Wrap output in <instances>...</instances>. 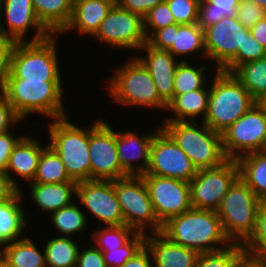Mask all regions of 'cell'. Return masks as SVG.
Masks as SVG:
<instances>
[{
  "label": "cell",
  "instance_id": "7402d4cb",
  "mask_svg": "<svg viewBox=\"0 0 266 267\" xmlns=\"http://www.w3.org/2000/svg\"><path fill=\"white\" fill-rule=\"evenodd\" d=\"M154 234V236H153ZM146 233L145 245L150 250L154 267H192L199 253L170 241L161 232Z\"/></svg>",
  "mask_w": 266,
  "mask_h": 267
},
{
  "label": "cell",
  "instance_id": "f907efd6",
  "mask_svg": "<svg viewBox=\"0 0 266 267\" xmlns=\"http://www.w3.org/2000/svg\"><path fill=\"white\" fill-rule=\"evenodd\" d=\"M150 256V257H149ZM150 250L144 245L132 258L126 261L121 267H154Z\"/></svg>",
  "mask_w": 266,
  "mask_h": 267
},
{
  "label": "cell",
  "instance_id": "d6986e66",
  "mask_svg": "<svg viewBox=\"0 0 266 267\" xmlns=\"http://www.w3.org/2000/svg\"><path fill=\"white\" fill-rule=\"evenodd\" d=\"M2 12L6 16L7 29L1 21ZM30 27L36 30V34L31 40H26L24 36ZM0 31L14 42L40 41L51 35L37 18L32 0H1Z\"/></svg>",
  "mask_w": 266,
  "mask_h": 267
},
{
  "label": "cell",
  "instance_id": "9a60e30c",
  "mask_svg": "<svg viewBox=\"0 0 266 267\" xmlns=\"http://www.w3.org/2000/svg\"><path fill=\"white\" fill-rule=\"evenodd\" d=\"M93 38L113 48H130L131 51L132 49L139 51L147 42L143 17L115 4L101 22Z\"/></svg>",
  "mask_w": 266,
  "mask_h": 267
},
{
  "label": "cell",
  "instance_id": "836d02e7",
  "mask_svg": "<svg viewBox=\"0 0 266 267\" xmlns=\"http://www.w3.org/2000/svg\"><path fill=\"white\" fill-rule=\"evenodd\" d=\"M241 0H200L197 24L205 30L225 17H237Z\"/></svg>",
  "mask_w": 266,
  "mask_h": 267
},
{
  "label": "cell",
  "instance_id": "603a6c76",
  "mask_svg": "<svg viewBox=\"0 0 266 267\" xmlns=\"http://www.w3.org/2000/svg\"><path fill=\"white\" fill-rule=\"evenodd\" d=\"M115 4L116 0H74L70 22L61 34L76 29L93 37Z\"/></svg>",
  "mask_w": 266,
  "mask_h": 267
},
{
  "label": "cell",
  "instance_id": "52a82bcc",
  "mask_svg": "<svg viewBox=\"0 0 266 267\" xmlns=\"http://www.w3.org/2000/svg\"><path fill=\"white\" fill-rule=\"evenodd\" d=\"M48 144L57 152L69 178L75 182L91 180L89 128H79L67 117L52 119Z\"/></svg>",
  "mask_w": 266,
  "mask_h": 267
},
{
  "label": "cell",
  "instance_id": "f35d334b",
  "mask_svg": "<svg viewBox=\"0 0 266 267\" xmlns=\"http://www.w3.org/2000/svg\"><path fill=\"white\" fill-rule=\"evenodd\" d=\"M146 233L137 232L125 245L117 249H105L104 260L107 267H121L144 245Z\"/></svg>",
  "mask_w": 266,
  "mask_h": 267
},
{
  "label": "cell",
  "instance_id": "ffe728a7",
  "mask_svg": "<svg viewBox=\"0 0 266 267\" xmlns=\"http://www.w3.org/2000/svg\"><path fill=\"white\" fill-rule=\"evenodd\" d=\"M144 50L146 56L136 58L144 65L153 78L159 97L168 104L174 98V76L180 63L168 50L153 48L147 42L139 49Z\"/></svg>",
  "mask_w": 266,
  "mask_h": 267
},
{
  "label": "cell",
  "instance_id": "7dc6e473",
  "mask_svg": "<svg viewBox=\"0 0 266 267\" xmlns=\"http://www.w3.org/2000/svg\"><path fill=\"white\" fill-rule=\"evenodd\" d=\"M165 0H116V4L125 10L144 17L153 7Z\"/></svg>",
  "mask_w": 266,
  "mask_h": 267
},
{
  "label": "cell",
  "instance_id": "c3c4849f",
  "mask_svg": "<svg viewBox=\"0 0 266 267\" xmlns=\"http://www.w3.org/2000/svg\"><path fill=\"white\" fill-rule=\"evenodd\" d=\"M15 42L0 31V84L9 72L10 55Z\"/></svg>",
  "mask_w": 266,
  "mask_h": 267
},
{
  "label": "cell",
  "instance_id": "5bb4252c",
  "mask_svg": "<svg viewBox=\"0 0 266 267\" xmlns=\"http://www.w3.org/2000/svg\"><path fill=\"white\" fill-rule=\"evenodd\" d=\"M140 176L144 179L154 212L162 225L192 208L189 182L151 174Z\"/></svg>",
  "mask_w": 266,
  "mask_h": 267
},
{
  "label": "cell",
  "instance_id": "e0dca14e",
  "mask_svg": "<svg viewBox=\"0 0 266 267\" xmlns=\"http://www.w3.org/2000/svg\"><path fill=\"white\" fill-rule=\"evenodd\" d=\"M76 197L105 226L124 225L114 180L91 179L77 183Z\"/></svg>",
  "mask_w": 266,
  "mask_h": 267
},
{
  "label": "cell",
  "instance_id": "4fadbf2b",
  "mask_svg": "<svg viewBox=\"0 0 266 267\" xmlns=\"http://www.w3.org/2000/svg\"><path fill=\"white\" fill-rule=\"evenodd\" d=\"M197 172L186 153L161 127H157L150 147L149 164L144 174L190 182Z\"/></svg>",
  "mask_w": 266,
  "mask_h": 267
},
{
  "label": "cell",
  "instance_id": "30bf717a",
  "mask_svg": "<svg viewBox=\"0 0 266 267\" xmlns=\"http://www.w3.org/2000/svg\"><path fill=\"white\" fill-rule=\"evenodd\" d=\"M227 159L238 160L256 151L266 150V115L255 103L222 133Z\"/></svg>",
  "mask_w": 266,
  "mask_h": 267
},
{
  "label": "cell",
  "instance_id": "b9f144b4",
  "mask_svg": "<svg viewBox=\"0 0 266 267\" xmlns=\"http://www.w3.org/2000/svg\"><path fill=\"white\" fill-rule=\"evenodd\" d=\"M266 247V201H262L257 214L254 234L244 244L246 255L255 258Z\"/></svg>",
  "mask_w": 266,
  "mask_h": 267
},
{
  "label": "cell",
  "instance_id": "8fae6325",
  "mask_svg": "<svg viewBox=\"0 0 266 267\" xmlns=\"http://www.w3.org/2000/svg\"><path fill=\"white\" fill-rule=\"evenodd\" d=\"M238 177L237 160L228 159L218 167L198 170L189 182L192 207L216 211Z\"/></svg>",
  "mask_w": 266,
  "mask_h": 267
},
{
  "label": "cell",
  "instance_id": "11a10c76",
  "mask_svg": "<svg viewBox=\"0 0 266 267\" xmlns=\"http://www.w3.org/2000/svg\"><path fill=\"white\" fill-rule=\"evenodd\" d=\"M255 258L266 266V247Z\"/></svg>",
  "mask_w": 266,
  "mask_h": 267
},
{
  "label": "cell",
  "instance_id": "2e32d148",
  "mask_svg": "<svg viewBox=\"0 0 266 267\" xmlns=\"http://www.w3.org/2000/svg\"><path fill=\"white\" fill-rule=\"evenodd\" d=\"M249 32L237 17H225L204 30L206 57L216 62V70H221L238 50H243L244 38Z\"/></svg>",
  "mask_w": 266,
  "mask_h": 267
},
{
  "label": "cell",
  "instance_id": "1f68e13d",
  "mask_svg": "<svg viewBox=\"0 0 266 267\" xmlns=\"http://www.w3.org/2000/svg\"><path fill=\"white\" fill-rule=\"evenodd\" d=\"M43 248L47 267H76L79 247L71 237L53 238Z\"/></svg>",
  "mask_w": 266,
  "mask_h": 267
},
{
  "label": "cell",
  "instance_id": "5b68a950",
  "mask_svg": "<svg viewBox=\"0 0 266 267\" xmlns=\"http://www.w3.org/2000/svg\"><path fill=\"white\" fill-rule=\"evenodd\" d=\"M261 202L240 177L230 186L216 212L232 243L244 245L254 234Z\"/></svg>",
  "mask_w": 266,
  "mask_h": 267
},
{
  "label": "cell",
  "instance_id": "83f0119b",
  "mask_svg": "<svg viewBox=\"0 0 266 267\" xmlns=\"http://www.w3.org/2000/svg\"><path fill=\"white\" fill-rule=\"evenodd\" d=\"M32 3L37 18L51 34L58 35L70 22L74 0H32Z\"/></svg>",
  "mask_w": 266,
  "mask_h": 267
},
{
  "label": "cell",
  "instance_id": "74e56055",
  "mask_svg": "<svg viewBox=\"0 0 266 267\" xmlns=\"http://www.w3.org/2000/svg\"><path fill=\"white\" fill-rule=\"evenodd\" d=\"M137 232L126 225L105 226L95 230L91 236L96 242V247L102 252L105 249H117L125 245Z\"/></svg>",
  "mask_w": 266,
  "mask_h": 267
},
{
  "label": "cell",
  "instance_id": "6da1fadb",
  "mask_svg": "<svg viewBox=\"0 0 266 267\" xmlns=\"http://www.w3.org/2000/svg\"><path fill=\"white\" fill-rule=\"evenodd\" d=\"M161 233L170 241L199 254L224 249L232 242L226 236L217 212L190 208L163 224ZM226 243L222 247L221 245Z\"/></svg>",
  "mask_w": 266,
  "mask_h": 267
},
{
  "label": "cell",
  "instance_id": "3957f363",
  "mask_svg": "<svg viewBox=\"0 0 266 267\" xmlns=\"http://www.w3.org/2000/svg\"><path fill=\"white\" fill-rule=\"evenodd\" d=\"M212 80L207 113L203 122L215 132L222 134L257 101L233 73L215 70Z\"/></svg>",
  "mask_w": 266,
  "mask_h": 267
},
{
  "label": "cell",
  "instance_id": "f1b7e54d",
  "mask_svg": "<svg viewBox=\"0 0 266 267\" xmlns=\"http://www.w3.org/2000/svg\"><path fill=\"white\" fill-rule=\"evenodd\" d=\"M36 246L30 238L23 237L3 245L0 258L10 267H47L44 249L41 253Z\"/></svg>",
  "mask_w": 266,
  "mask_h": 267
},
{
  "label": "cell",
  "instance_id": "d590c367",
  "mask_svg": "<svg viewBox=\"0 0 266 267\" xmlns=\"http://www.w3.org/2000/svg\"><path fill=\"white\" fill-rule=\"evenodd\" d=\"M87 217L84 212L73 202L62 207L51 215V222L56 229L67 237L74 233H81L86 228Z\"/></svg>",
  "mask_w": 266,
  "mask_h": 267
},
{
  "label": "cell",
  "instance_id": "f546056e",
  "mask_svg": "<svg viewBox=\"0 0 266 267\" xmlns=\"http://www.w3.org/2000/svg\"><path fill=\"white\" fill-rule=\"evenodd\" d=\"M237 162L239 177L261 201H266V150L242 156Z\"/></svg>",
  "mask_w": 266,
  "mask_h": 267
},
{
  "label": "cell",
  "instance_id": "cb8c5ba5",
  "mask_svg": "<svg viewBox=\"0 0 266 267\" xmlns=\"http://www.w3.org/2000/svg\"><path fill=\"white\" fill-rule=\"evenodd\" d=\"M40 143L37 139L23 136L12 150L6 167V173L19 190L21 188L18 186V182L12 178L10 173L15 172L14 174L18 175V177L20 176V178L31 183L35 177L42 151L49 145L47 143L46 146H42Z\"/></svg>",
  "mask_w": 266,
  "mask_h": 267
},
{
  "label": "cell",
  "instance_id": "4dcf8cb0",
  "mask_svg": "<svg viewBox=\"0 0 266 267\" xmlns=\"http://www.w3.org/2000/svg\"><path fill=\"white\" fill-rule=\"evenodd\" d=\"M72 181L57 152L48 145L39 158L37 171L31 183L57 184Z\"/></svg>",
  "mask_w": 266,
  "mask_h": 267
},
{
  "label": "cell",
  "instance_id": "44dd1931",
  "mask_svg": "<svg viewBox=\"0 0 266 267\" xmlns=\"http://www.w3.org/2000/svg\"><path fill=\"white\" fill-rule=\"evenodd\" d=\"M153 137L154 133L137 135V133L131 131L116 132L119 163L129 175H142L146 172ZM139 159L142 160V164L133 165V162Z\"/></svg>",
  "mask_w": 266,
  "mask_h": 267
},
{
  "label": "cell",
  "instance_id": "ba28073f",
  "mask_svg": "<svg viewBox=\"0 0 266 267\" xmlns=\"http://www.w3.org/2000/svg\"><path fill=\"white\" fill-rule=\"evenodd\" d=\"M108 82L110 97L127 107L167 108V104L159 97L153 78L136 56L119 67Z\"/></svg>",
  "mask_w": 266,
  "mask_h": 267
},
{
  "label": "cell",
  "instance_id": "db71d44e",
  "mask_svg": "<svg viewBox=\"0 0 266 267\" xmlns=\"http://www.w3.org/2000/svg\"><path fill=\"white\" fill-rule=\"evenodd\" d=\"M238 267H266L264 264L259 262L256 258L245 256Z\"/></svg>",
  "mask_w": 266,
  "mask_h": 267
},
{
  "label": "cell",
  "instance_id": "9c48e42d",
  "mask_svg": "<svg viewBox=\"0 0 266 267\" xmlns=\"http://www.w3.org/2000/svg\"><path fill=\"white\" fill-rule=\"evenodd\" d=\"M115 193L124 218V225L136 232H161L163 225L158 221L149 192L140 175H130L114 180Z\"/></svg>",
  "mask_w": 266,
  "mask_h": 267
},
{
  "label": "cell",
  "instance_id": "d4e9b609",
  "mask_svg": "<svg viewBox=\"0 0 266 267\" xmlns=\"http://www.w3.org/2000/svg\"><path fill=\"white\" fill-rule=\"evenodd\" d=\"M31 199L46 212H55L73 203L77 182L57 184L30 183Z\"/></svg>",
  "mask_w": 266,
  "mask_h": 267
},
{
  "label": "cell",
  "instance_id": "f5cc1de1",
  "mask_svg": "<svg viewBox=\"0 0 266 267\" xmlns=\"http://www.w3.org/2000/svg\"><path fill=\"white\" fill-rule=\"evenodd\" d=\"M252 36L266 49V17L250 28Z\"/></svg>",
  "mask_w": 266,
  "mask_h": 267
},
{
  "label": "cell",
  "instance_id": "4316f807",
  "mask_svg": "<svg viewBox=\"0 0 266 267\" xmlns=\"http://www.w3.org/2000/svg\"><path fill=\"white\" fill-rule=\"evenodd\" d=\"M209 93L206 88L196 89L186 92L184 94L175 95L174 98L167 104V110H170L173 114V118H168L166 121H195L196 117L202 115V121H204L208 102Z\"/></svg>",
  "mask_w": 266,
  "mask_h": 267
},
{
  "label": "cell",
  "instance_id": "e575fe53",
  "mask_svg": "<svg viewBox=\"0 0 266 267\" xmlns=\"http://www.w3.org/2000/svg\"><path fill=\"white\" fill-rule=\"evenodd\" d=\"M245 256L243 244L231 243L224 249L199 254L192 267H238Z\"/></svg>",
  "mask_w": 266,
  "mask_h": 267
},
{
  "label": "cell",
  "instance_id": "ab89813d",
  "mask_svg": "<svg viewBox=\"0 0 266 267\" xmlns=\"http://www.w3.org/2000/svg\"><path fill=\"white\" fill-rule=\"evenodd\" d=\"M264 57H266V49L249 32L244 38L243 50H238V53L221 70L233 73L241 64Z\"/></svg>",
  "mask_w": 266,
  "mask_h": 267
},
{
  "label": "cell",
  "instance_id": "ac0fdd59",
  "mask_svg": "<svg viewBox=\"0 0 266 267\" xmlns=\"http://www.w3.org/2000/svg\"><path fill=\"white\" fill-rule=\"evenodd\" d=\"M147 43L153 48L168 50L176 56L192 55L202 51L206 57L204 30L197 24H173L156 30ZM192 53V54H191Z\"/></svg>",
  "mask_w": 266,
  "mask_h": 267
},
{
  "label": "cell",
  "instance_id": "7a4b0ae2",
  "mask_svg": "<svg viewBox=\"0 0 266 267\" xmlns=\"http://www.w3.org/2000/svg\"><path fill=\"white\" fill-rule=\"evenodd\" d=\"M62 81H28L5 77L0 94L11 104L23 120L31 113H39L51 120L67 117L63 105Z\"/></svg>",
  "mask_w": 266,
  "mask_h": 267
},
{
  "label": "cell",
  "instance_id": "8992f818",
  "mask_svg": "<svg viewBox=\"0 0 266 267\" xmlns=\"http://www.w3.org/2000/svg\"><path fill=\"white\" fill-rule=\"evenodd\" d=\"M55 34L40 41L15 42L6 77L28 81H62Z\"/></svg>",
  "mask_w": 266,
  "mask_h": 267
},
{
  "label": "cell",
  "instance_id": "277c9868",
  "mask_svg": "<svg viewBox=\"0 0 266 267\" xmlns=\"http://www.w3.org/2000/svg\"><path fill=\"white\" fill-rule=\"evenodd\" d=\"M165 121L160 127L186 153L197 170L215 168L226 162L222 134L203 121Z\"/></svg>",
  "mask_w": 266,
  "mask_h": 267
},
{
  "label": "cell",
  "instance_id": "bcb514c9",
  "mask_svg": "<svg viewBox=\"0 0 266 267\" xmlns=\"http://www.w3.org/2000/svg\"><path fill=\"white\" fill-rule=\"evenodd\" d=\"M21 120L11 104L0 94V135L9 132L10 127Z\"/></svg>",
  "mask_w": 266,
  "mask_h": 267
},
{
  "label": "cell",
  "instance_id": "60d3db41",
  "mask_svg": "<svg viewBox=\"0 0 266 267\" xmlns=\"http://www.w3.org/2000/svg\"><path fill=\"white\" fill-rule=\"evenodd\" d=\"M147 39L158 29L175 24V19L166 1L153 7L144 17Z\"/></svg>",
  "mask_w": 266,
  "mask_h": 267
},
{
  "label": "cell",
  "instance_id": "816d5d0a",
  "mask_svg": "<svg viewBox=\"0 0 266 267\" xmlns=\"http://www.w3.org/2000/svg\"><path fill=\"white\" fill-rule=\"evenodd\" d=\"M20 190L5 171H0V202L13 198Z\"/></svg>",
  "mask_w": 266,
  "mask_h": 267
},
{
  "label": "cell",
  "instance_id": "681fc988",
  "mask_svg": "<svg viewBox=\"0 0 266 267\" xmlns=\"http://www.w3.org/2000/svg\"><path fill=\"white\" fill-rule=\"evenodd\" d=\"M17 135L11 132L0 135V171L6 172L9 157L12 153L14 146L23 137V135L16 137Z\"/></svg>",
  "mask_w": 266,
  "mask_h": 267
},
{
  "label": "cell",
  "instance_id": "9f6ffc18",
  "mask_svg": "<svg viewBox=\"0 0 266 267\" xmlns=\"http://www.w3.org/2000/svg\"><path fill=\"white\" fill-rule=\"evenodd\" d=\"M256 103L263 109L266 115V94L263 95Z\"/></svg>",
  "mask_w": 266,
  "mask_h": 267
},
{
  "label": "cell",
  "instance_id": "6f0895ef",
  "mask_svg": "<svg viewBox=\"0 0 266 267\" xmlns=\"http://www.w3.org/2000/svg\"><path fill=\"white\" fill-rule=\"evenodd\" d=\"M257 5L266 10V0H253Z\"/></svg>",
  "mask_w": 266,
  "mask_h": 267
},
{
  "label": "cell",
  "instance_id": "ee69618b",
  "mask_svg": "<svg viewBox=\"0 0 266 267\" xmlns=\"http://www.w3.org/2000/svg\"><path fill=\"white\" fill-rule=\"evenodd\" d=\"M266 17V10L253 0H241L237 9V19L245 27H253L259 20Z\"/></svg>",
  "mask_w": 266,
  "mask_h": 267
},
{
  "label": "cell",
  "instance_id": "f6af8a7d",
  "mask_svg": "<svg viewBox=\"0 0 266 267\" xmlns=\"http://www.w3.org/2000/svg\"><path fill=\"white\" fill-rule=\"evenodd\" d=\"M76 267H107L103 252L95 246L79 250Z\"/></svg>",
  "mask_w": 266,
  "mask_h": 267
},
{
  "label": "cell",
  "instance_id": "d6a6232c",
  "mask_svg": "<svg viewBox=\"0 0 266 267\" xmlns=\"http://www.w3.org/2000/svg\"><path fill=\"white\" fill-rule=\"evenodd\" d=\"M233 74L256 101L266 94V57L241 64Z\"/></svg>",
  "mask_w": 266,
  "mask_h": 267
},
{
  "label": "cell",
  "instance_id": "8d00e7d4",
  "mask_svg": "<svg viewBox=\"0 0 266 267\" xmlns=\"http://www.w3.org/2000/svg\"><path fill=\"white\" fill-rule=\"evenodd\" d=\"M204 66L198 68L192 67L186 60H180L174 76V96L184 94L201 88H209L204 85L207 81L204 79ZM205 82V83H204Z\"/></svg>",
  "mask_w": 266,
  "mask_h": 267
},
{
  "label": "cell",
  "instance_id": "7bdbcfd3",
  "mask_svg": "<svg viewBox=\"0 0 266 267\" xmlns=\"http://www.w3.org/2000/svg\"><path fill=\"white\" fill-rule=\"evenodd\" d=\"M174 16L176 24L198 22L200 0H165Z\"/></svg>",
  "mask_w": 266,
  "mask_h": 267
},
{
  "label": "cell",
  "instance_id": "680465c9",
  "mask_svg": "<svg viewBox=\"0 0 266 267\" xmlns=\"http://www.w3.org/2000/svg\"><path fill=\"white\" fill-rule=\"evenodd\" d=\"M0 267H10V266L0 258Z\"/></svg>",
  "mask_w": 266,
  "mask_h": 267
},
{
  "label": "cell",
  "instance_id": "484cf974",
  "mask_svg": "<svg viewBox=\"0 0 266 267\" xmlns=\"http://www.w3.org/2000/svg\"><path fill=\"white\" fill-rule=\"evenodd\" d=\"M21 190L11 199L0 202V248L20 240L26 225V214L22 203Z\"/></svg>",
  "mask_w": 266,
  "mask_h": 267
},
{
  "label": "cell",
  "instance_id": "7c38bea8",
  "mask_svg": "<svg viewBox=\"0 0 266 267\" xmlns=\"http://www.w3.org/2000/svg\"><path fill=\"white\" fill-rule=\"evenodd\" d=\"M91 179L116 180L130 176L121 166L116 145V130L104 120H95L89 128Z\"/></svg>",
  "mask_w": 266,
  "mask_h": 267
}]
</instances>
